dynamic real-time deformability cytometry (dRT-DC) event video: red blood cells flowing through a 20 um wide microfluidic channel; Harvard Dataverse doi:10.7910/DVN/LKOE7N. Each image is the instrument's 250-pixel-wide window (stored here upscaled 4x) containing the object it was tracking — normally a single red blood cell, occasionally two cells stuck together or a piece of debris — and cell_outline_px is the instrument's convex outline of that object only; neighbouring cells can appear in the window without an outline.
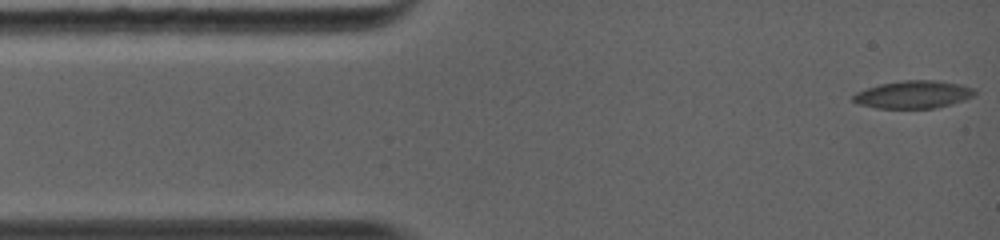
{"species": "common noctule bat (a hibernating species)", "species_latin": "Nyctalus noctula", "temperature_condition": "warm", "stored_images_in_passage": 49, "camera_frame_rate_fps": 5000, "um_per_image_px": 0.085, "animal": {"sex": "female", "body_mass_g": 19.0, "forearm_length_mm": 56.7}, "frame": {"image": 1, "passage_image": 1, "time_ms": 0.0, "image_size_px": [1000, 240], "cell_outline_px": [[976, 96], [952, 104], [936, 108], [876, 108], [860, 104], [852, 100], [852, 96], [856, 92], [880, 84], [904, 80], [936, 80], [960, 84], [976, 88]], "centroid_in_image_um": [77.69, 8.03], "position_along_channel_um": 7.3, "area_um2": 19.71}}
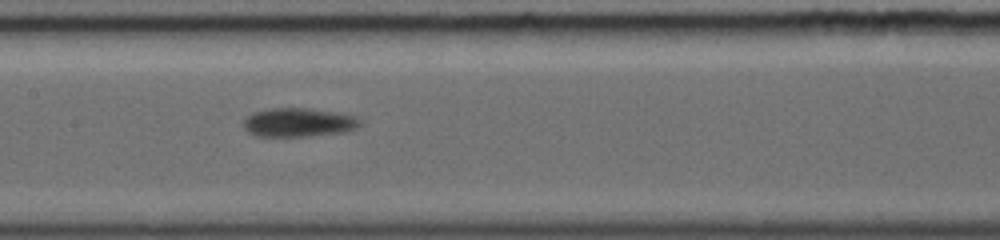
{"frame": {"image": 2, "passage_image": 22, "time_ms": 5.8, "image_size_px": [1000, 240], "cell_outline_px": [[360, 124], [356, 128], [344, 132], [308, 136], [256, 136], [248, 132], [244, 128], [244, 120], [252, 112], [272, 108], [308, 108], [332, 112], [352, 116], [360, 120]], "centroid_in_image_um": [25.33, 10.41], "position_along_channel_um": 182.1, "area_um2": 19.31}}
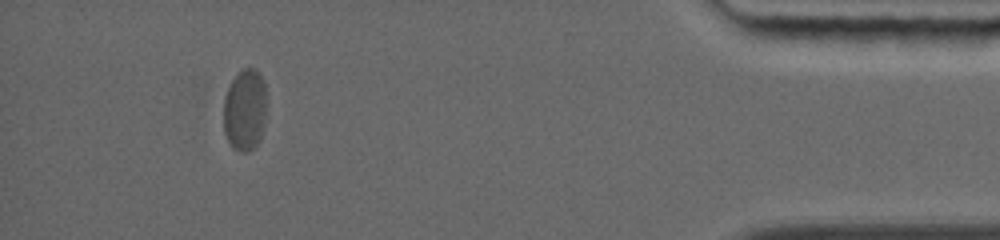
{"frame": {"image": 3, "passage_image": 42, "time_ms": 12.8, "image_size_px": [1000, 240], "cell_outline_px": [[264, 120], [260, 140], [248, 152], [240, 152], [232, 148], [224, 132], [224, 100], [228, 88], [232, 80], [244, 68], [256, 68], [260, 72], [264, 84]], "centroid_in_image_um": [20.8, 9.36], "position_along_channel_um": 414.4, "area_um2": 20.23}, "authors_computed_cell_mechanics": {"area_um2": 19.2474, "velocity_mm_per_s": 4.2902, "shape_relaxation_time_tau1_ms": 3.0254, "shape_relaxation_time_tau2_ms": null, "deformation_change_tau1": 0.1237, "deformation_change_tau2": null}}